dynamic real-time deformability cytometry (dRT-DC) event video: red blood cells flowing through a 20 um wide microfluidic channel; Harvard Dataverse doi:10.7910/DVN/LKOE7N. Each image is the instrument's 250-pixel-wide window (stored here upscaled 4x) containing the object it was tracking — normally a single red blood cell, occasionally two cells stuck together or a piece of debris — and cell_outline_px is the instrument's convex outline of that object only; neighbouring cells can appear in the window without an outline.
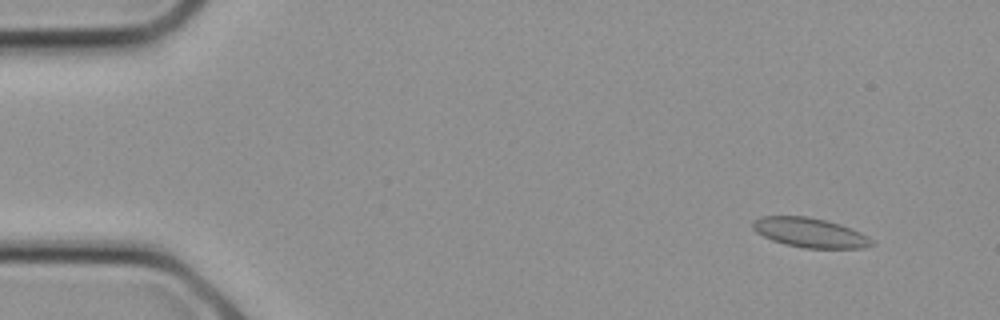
{"species": "common noctule bat (a hibernating species)", "species_latin": "Nyctalus noctula", "temperature_condition": "cold", "stored_images_in_passage": 15, "camera_frame_rate_fps": 3000, "um_per_image_px": 0.085, "animal": {"sex": "female", "body_mass_g": 21.9}, "frame": {"image": 1, "passage_image": 3, "time_ms": 0.667, "image_size_px": [1000, 320], "cell_outline_px": [[876, 244], [864, 248], [804, 248], [784, 244], [772, 240], [756, 232], [752, 228], [752, 220], [760, 216], [808, 216], [840, 224], [860, 232], [868, 236]], "centroid_in_image_um": [68.83, 19.77], "position_along_channel_um": 16.2, "area_um2": 20.58}}
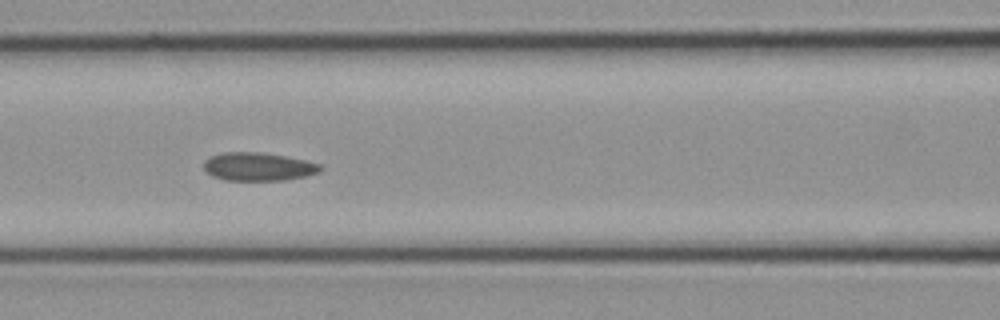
{"frame": {"image": 2, "passage_image": 12, "time_ms": 3.667, "image_size_px": [1000, 320], "cell_outline_px": [[324, 168], [320, 172], [304, 176], [284, 180], [224, 180], [212, 176], [204, 168], [204, 160], [208, 156], [224, 152], [260, 152], [284, 156], [304, 160], [320, 164]], "centroid_in_image_um": [21.93, 14.16], "position_along_channel_um": 144.7, "area_um2": 19.19}}
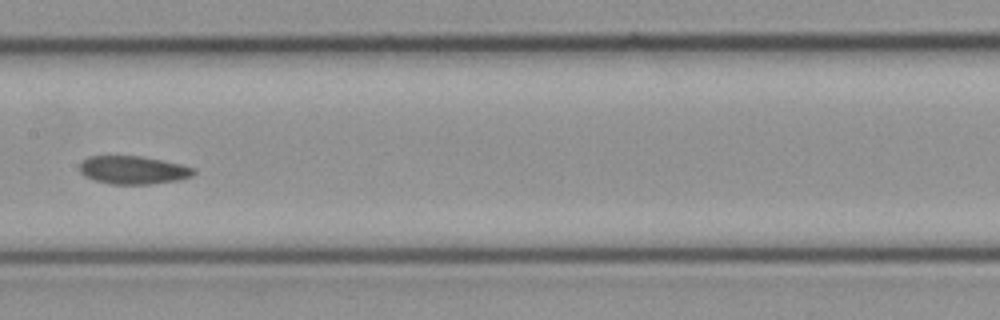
{"frame": {"image": 3, "passage_image": 14, "time_ms": 4.333, "image_size_px": [1000, 320], "cell_outline_px": [[196, 172], [192, 176], [180, 180], [152, 184], [112, 184], [96, 180], [84, 176], [80, 172], [80, 164], [88, 156], [144, 156], [180, 164], [196, 168]], "centroid_in_image_um": [11.36, 14.45], "position_along_channel_um": 196.0, "area_um2": 18.79}}